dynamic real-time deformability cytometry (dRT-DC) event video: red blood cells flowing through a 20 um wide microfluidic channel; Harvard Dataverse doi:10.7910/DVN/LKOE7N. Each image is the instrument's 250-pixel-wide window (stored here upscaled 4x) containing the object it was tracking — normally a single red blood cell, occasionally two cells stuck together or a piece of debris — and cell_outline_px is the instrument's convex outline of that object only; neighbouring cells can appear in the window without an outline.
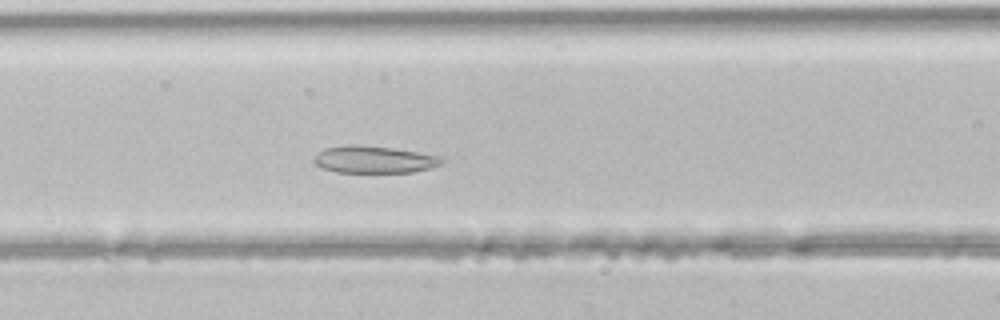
{"species": "common noctule bat (a hibernating species)", "species_latin": "Nyctalus noctula", "temperature_condition": "room temperature", "stored_images_in_passage": 46, "segment_of_instrument_passage": [1, 2], "camera_frame_rate_fps": 3000, "um_per_image_px": 0.085, "animal": {"sex": "male", "body_mass_g": 21.5, "forearm_length_mm": 52.0}, "frame": {"image": 1, "passage_image": 18, "time_ms": 5.667, "image_size_px": [1000, 320], "cell_outline_px": [[444, 160], [440, 164], [432, 168], [412, 172], [336, 172], [320, 168], [312, 160], [324, 148], [348, 144], [352, 144], [392, 148], [416, 152], [436, 156]], "centroid_in_image_um": [31.74, 13.56], "position_along_channel_um": 134.9, "area_um2": 20.0}}
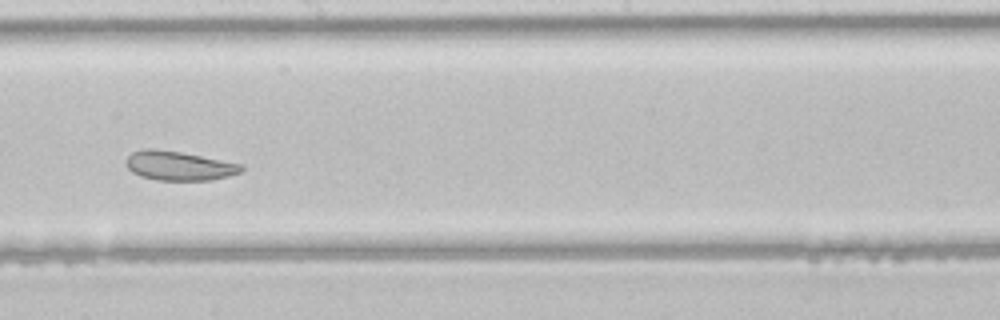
{"frame": {"image": 2, "passage_image": 25, "time_ms": 8.0, "image_size_px": [1000, 320], "cell_outline_px": [[244, 168], [240, 172], [228, 176], [212, 180], [156, 180], [140, 176], [132, 172], [124, 164], [124, 160], [132, 152], [144, 148], [152, 148], [180, 152], [244, 164]], "centroid_in_image_um": [15.18, 14.09], "position_along_channel_um": 233.0, "area_um2": 19.77}}
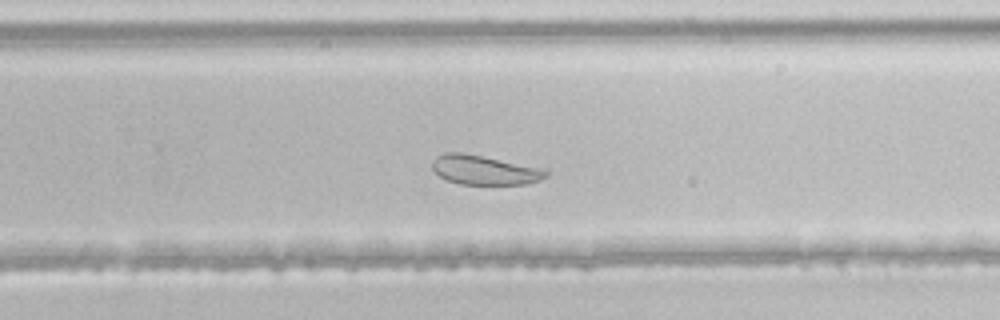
{"frame": {"image": 3, "passage_image": 29, "time_ms": 9.333, "image_size_px": [1000, 320], "cell_outline_px": [[548, 176], [540, 180], [528, 184], [460, 184], [448, 180], [440, 176], [432, 168], [432, 160], [436, 156], [444, 152], [460, 152], [540, 168], [548, 172]], "centroid_in_image_um": [41.14, 14.46], "position_along_channel_um": 288.7, "area_um2": 19.13}}